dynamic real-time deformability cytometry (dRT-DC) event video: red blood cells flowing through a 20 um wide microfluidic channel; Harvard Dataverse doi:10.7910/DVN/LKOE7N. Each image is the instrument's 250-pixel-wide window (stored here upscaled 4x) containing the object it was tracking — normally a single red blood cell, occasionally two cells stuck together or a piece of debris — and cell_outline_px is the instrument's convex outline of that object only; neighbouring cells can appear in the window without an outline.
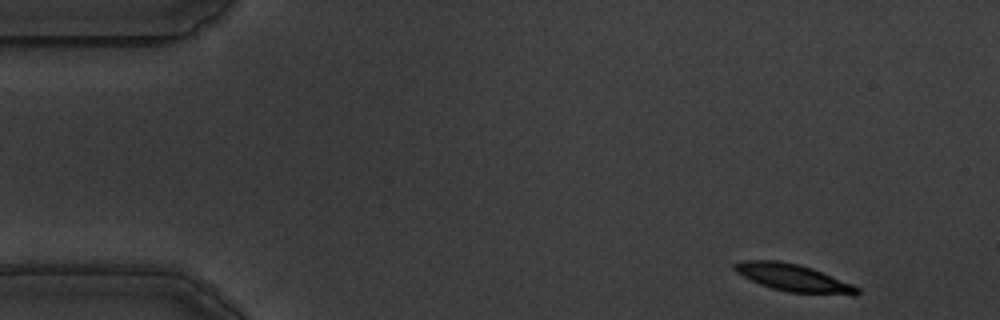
{"species": "common noctule bat (a hibernating species)", "species_latin": "Nyctalus noctula", "temperature_condition": "warm", "stored_images_in_passage": 54, "camera_frame_rate_fps": 3000, "um_per_image_px": 0.085, "animal": {"sex": "male", "body_mass_g": 19.5, "forearm_length_mm": 54.6}, "frame": {"image": 1, "passage_image": 2, "time_ms": 0.333, "image_size_px": [1000, 320], "cell_outline_px": [[860, 292], [856, 296], [852, 296], [788, 292], [772, 288], [760, 284], [736, 272], [732, 268], [732, 264], [744, 260], [776, 260], [800, 264], [812, 268], [852, 284], [860, 288]], "centroid_in_image_um": [67.47, 23.62], "position_along_channel_um": 17.5, "area_um2": 19.71}}
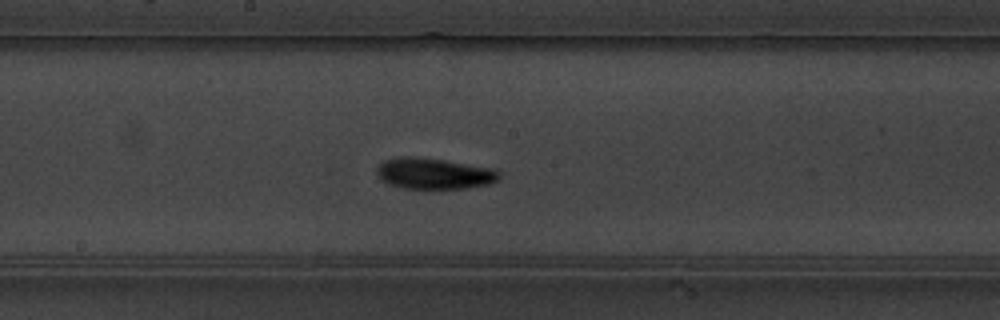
{"frame": {"image": 2, "passage_image": 27, "time_ms": 8.667, "image_size_px": [1000, 320], "cell_outline_px": [[500, 180], [488, 184], [468, 188], [404, 188], [388, 184], [380, 180], [376, 172], [376, 168], [384, 160], [396, 156], [408, 156], [444, 160], [496, 168], [500, 172]], "centroid_in_image_um": [36.9, 14.74], "position_along_channel_um": 211.3, "area_um2": 22.37}}
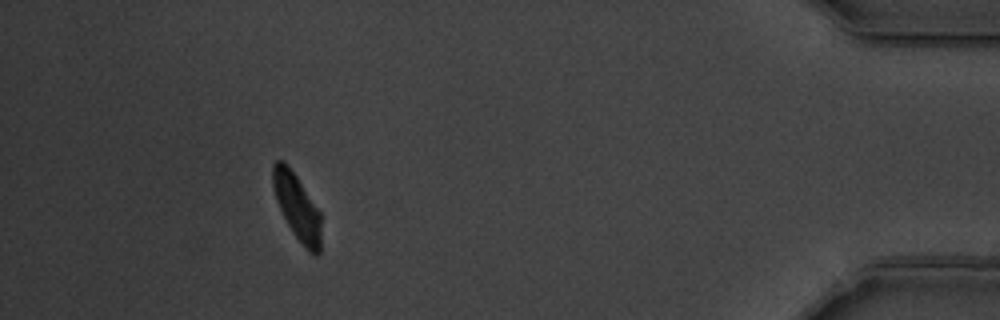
{"frame": {"image": 3, "passage_image": 49, "time_ms": 16.0, "image_size_px": [1000, 320], "cell_outline_px": [[320, 252], [316, 256], [308, 252], [292, 232], [276, 200], [272, 188], [272, 164], [276, 160], [284, 160], [296, 176], [320, 212]], "centroid_in_image_um": [25.23, 17.58], "position_along_channel_um": 410.0, "area_um2": 18.44}, "authors_computed_cell_mechanics": {"area_um2": 20.3456, "velocity_mm_per_s": 3.4864, "shape_relaxation_time_tau1_ms": 3.6904, "shape_relaxation_time_tau2_ms": null, "deformation_change_tau1": 0.1604, "deformation_change_tau2": null}}